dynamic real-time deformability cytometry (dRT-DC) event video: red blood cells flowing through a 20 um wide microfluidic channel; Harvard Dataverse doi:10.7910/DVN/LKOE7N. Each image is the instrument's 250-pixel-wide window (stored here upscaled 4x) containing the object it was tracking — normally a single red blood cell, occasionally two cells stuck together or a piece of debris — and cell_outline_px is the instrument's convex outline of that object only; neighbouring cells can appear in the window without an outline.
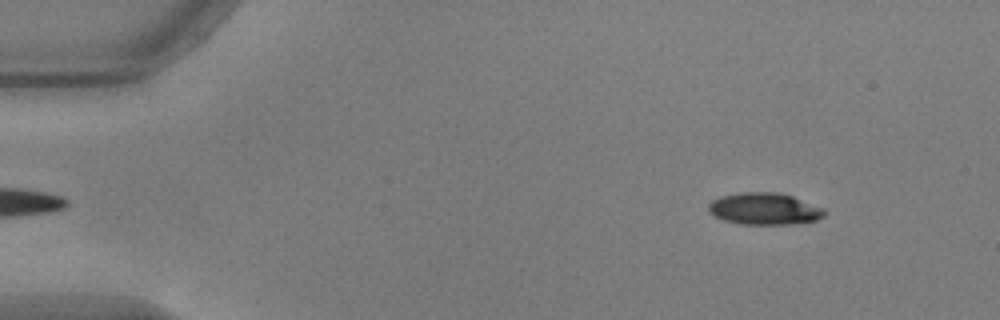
{"species": "common noctule bat (a hibernating species)", "species_latin": "Nyctalus noctula", "temperature_condition": "warm", "stored_images_in_passage": 22, "camera_frame_rate_fps": 3000, "um_per_image_px": 0.085, "animal": {"sex": "male", "body_mass_g": 17.9, "forearm_length_mm": 54.2}, "frame": {"image": 1, "passage_image": 2, "time_ms": 0.333, "image_size_px": [1000, 320], "cell_outline_px": [[828, 212], [824, 216], [816, 220], [796, 224], [740, 224], [724, 220], [708, 212], [708, 204], [712, 200], [720, 196], [740, 192], [780, 192], [792, 196], [824, 208]], "centroid_in_image_um": [64.99, 17.74], "position_along_channel_um": 20.0, "area_um2": 21.73}}
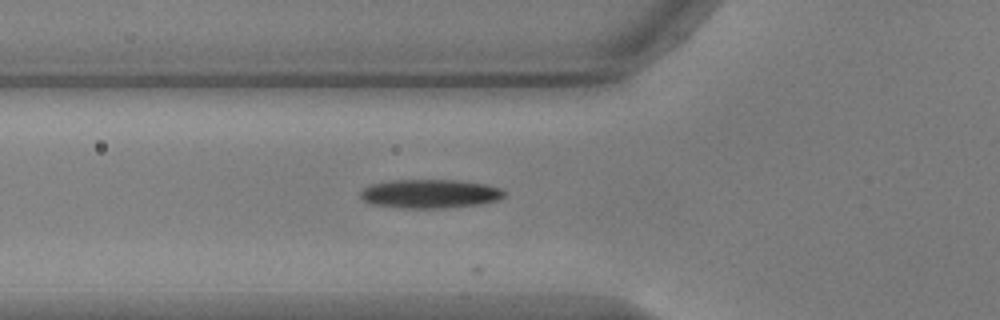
{"frame": {"image": 2, "passage_image": 15, "time_ms": 4.667, "image_size_px": [1000, 320], "cell_outline_px": [[508, 192], [504, 196], [496, 200], [480, 204], [444, 208], [400, 208], [368, 204], [360, 196], [360, 192], [368, 184], [392, 180], [460, 180], [484, 184], [500, 188]], "centroid_in_image_um": [36.51, 16.47], "position_along_channel_um": 89.3, "area_um2": 24.39}}
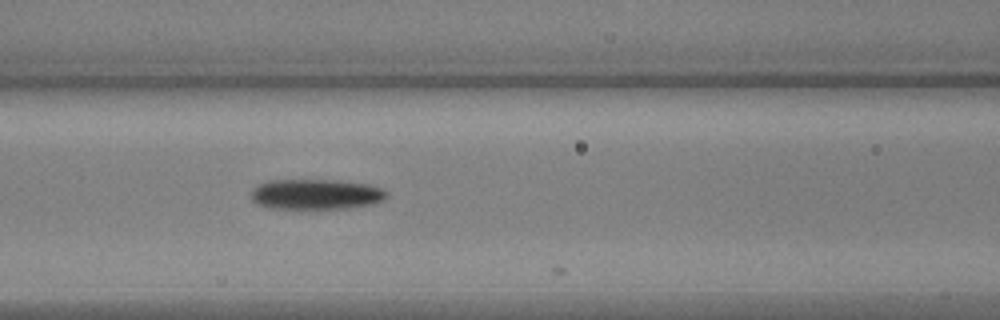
{"frame": {"image": 3, "passage_image": 19, "time_ms": 6.0, "image_size_px": [1000, 320], "cell_outline_px": [[388, 196], [384, 200], [372, 204], [348, 208], [268, 208], [256, 204], [252, 200], [252, 188], [260, 184], [272, 180], [336, 180], [368, 184], [384, 188], [388, 192]], "centroid_in_image_um": [26.89, 16.51], "position_along_channel_um": 139.7, "area_um2": 24.04}}